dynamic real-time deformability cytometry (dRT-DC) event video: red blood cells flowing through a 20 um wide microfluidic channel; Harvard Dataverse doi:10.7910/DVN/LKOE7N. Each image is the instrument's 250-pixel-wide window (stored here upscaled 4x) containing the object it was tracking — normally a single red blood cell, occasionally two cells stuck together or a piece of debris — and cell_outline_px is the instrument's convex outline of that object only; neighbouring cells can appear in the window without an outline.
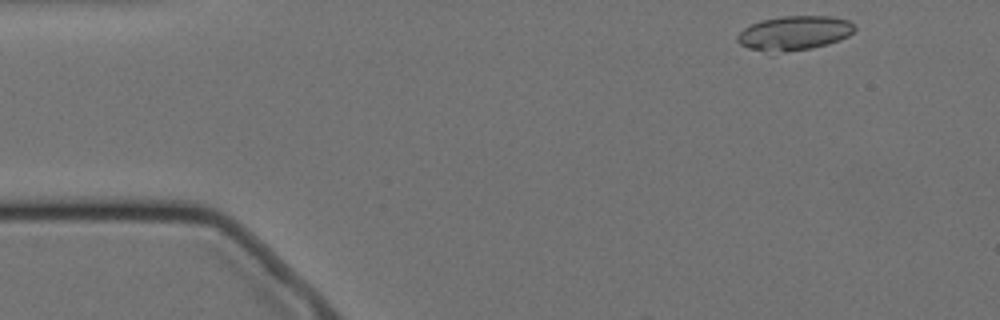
{"species": "Egyptian fruit bat (a non-hibernating species)", "species_latin": "Rousettus aegyptiacus", "temperature_condition": "cold", "stored_images_in_passage": 3, "camera_frame_rate_fps": 3000, "um_per_image_px": 0.085, "animal": {"sex": "female"}, "frame": {"image": 1, "passage_image": 1, "time_ms": 0.0, "image_size_px": [1000, 320], "cell_outline_px": [[856, 28], [848, 36], [840, 40], [828, 44], [812, 48], [748, 48], [740, 44], [736, 40], [736, 36], [744, 28], [760, 20], [780, 16], [832, 16], [848, 20]], "centroid_in_image_um": [67.57, 2.73], "position_along_channel_um": 17.4, "area_um2": 22.37}}